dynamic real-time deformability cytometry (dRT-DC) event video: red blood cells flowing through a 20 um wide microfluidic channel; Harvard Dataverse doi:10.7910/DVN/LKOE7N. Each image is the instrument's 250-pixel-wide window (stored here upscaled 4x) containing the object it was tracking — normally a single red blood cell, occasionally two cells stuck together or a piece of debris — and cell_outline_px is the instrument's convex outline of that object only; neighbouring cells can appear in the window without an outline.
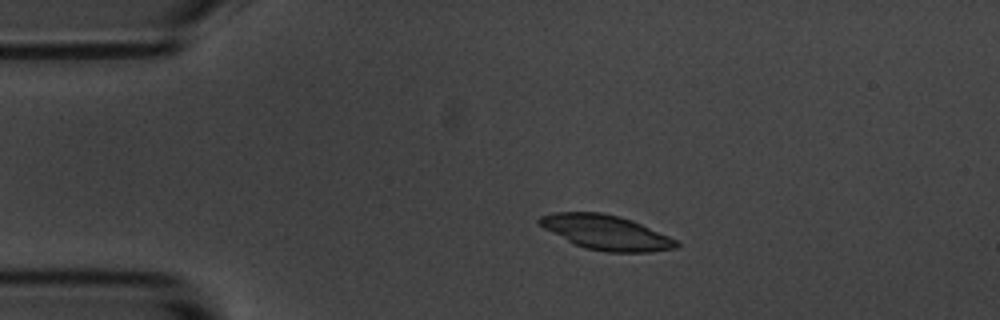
{"species": "common noctule bat (a hibernating species)", "species_latin": "Nyctalus noctula", "temperature_condition": "room temperature", "stored_images_in_passage": 5, "camera_frame_rate_fps": 3000, "um_per_image_px": 0.085, "animal": {"sex": "male", "body_mass_g": 20.1, "forearm_length_mm": 53.5}, "frame": {"image": 1, "passage_image": 3, "time_ms": 2.0, "image_size_px": [1000, 320], "cell_outline_px": [[680, 244], [676, 248], [652, 252], [604, 252], [584, 248], [536, 224], [536, 220], [540, 216], [556, 212], [600, 212], [620, 216], [632, 220], [680, 240]], "centroid_in_image_um": [51.56, 19.75], "position_along_channel_um": 33.4, "area_um2": 27.8}}
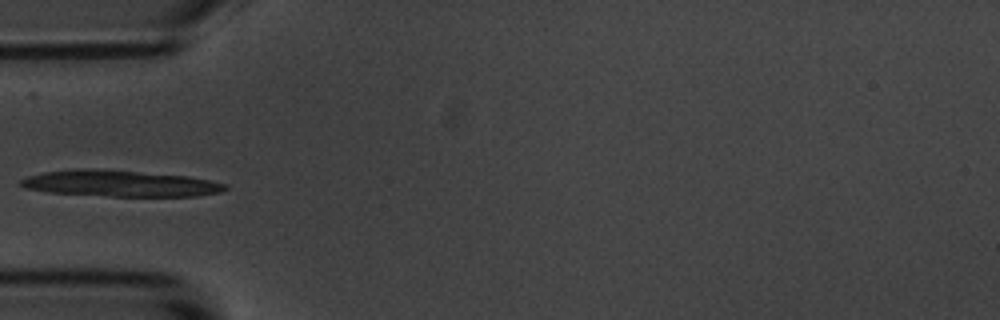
{"frame": {"image": 2, "passage_image": 5, "time_ms": 4.333, "image_size_px": [1000, 320], "cell_outline_px": [[228, 188], [220, 192], [196, 196], [112, 196], [48, 192], [24, 188], [20, 184], [20, 180], [28, 176], [44, 172], [76, 168], [92, 168], [188, 176], [208, 180], [224, 184]], "centroid_in_image_um": [10.16, 15.59], "position_along_channel_um": 74.8, "area_um2": 31.04}}